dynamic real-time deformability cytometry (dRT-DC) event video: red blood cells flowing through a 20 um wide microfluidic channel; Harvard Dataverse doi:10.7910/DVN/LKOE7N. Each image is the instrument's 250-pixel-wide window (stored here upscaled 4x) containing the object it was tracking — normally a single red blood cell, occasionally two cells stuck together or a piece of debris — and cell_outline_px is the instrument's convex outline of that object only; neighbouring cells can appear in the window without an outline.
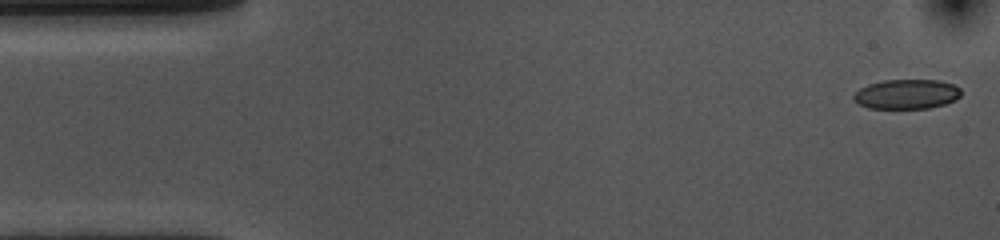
{"species": "common noctule bat (a hibernating species)", "species_latin": "Nyctalus noctula", "temperature_condition": "cold", "stored_images_in_passage": 54, "camera_frame_rate_fps": 3000, "um_per_image_px": 0.085, "animal": {"sex": "female", "body_mass_g": 10.0, "forearm_length_mm": 53.1}, "frame": {"image": 1, "passage_image": 1, "time_ms": 0.0, "image_size_px": [1000, 240], "cell_outline_px": [[960, 96], [956, 100], [944, 104], [928, 108], [868, 108], [860, 104], [852, 96], [860, 88], [868, 84], [884, 80], [936, 80], [952, 84], [960, 88]], "centroid_in_image_um": [77.07, 8.0], "position_along_channel_um": 7.9, "area_um2": 18.38}}
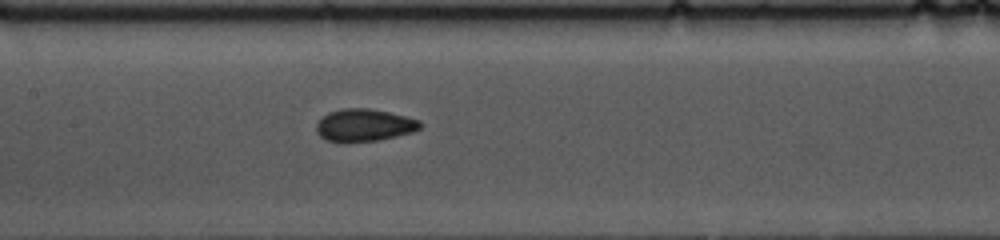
{"frame": {"image": 2, "passage_image": 24, "time_ms": 7.667, "image_size_px": [1000, 240], "cell_outline_px": [[424, 124], [420, 128], [412, 132], [380, 140], [328, 140], [320, 136], [316, 132], [316, 124], [328, 112], [340, 108], [368, 108], [388, 112], [420, 120]], "centroid_in_image_um": [30.98, 10.61], "position_along_channel_um": 176.4, "area_um2": 19.19}}
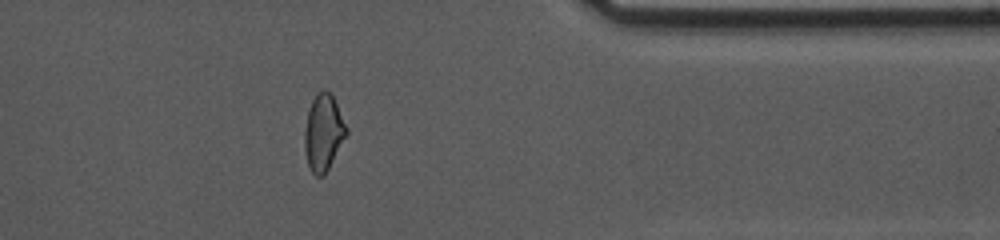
{"frame": {"image": 3, "passage_image": 43, "time_ms": 14.0, "image_size_px": [1000, 240], "cell_outline_px": [[348, 132], [324, 176], [316, 176], [312, 172], [308, 164], [304, 148], [304, 128], [308, 112], [312, 100], [316, 92], [324, 88], [332, 96], [348, 128]], "centroid_in_image_um": [27.48, 11.26], "position_along_channel_um": 383.9, "area_um2": 18.5}, "authors_computed_cell_mechanics": {"area_um2": 19.3341, "velocity_mm_per_s": 3.59, "shape_relaxation_time_tau1_ms": 5.5301, "shape_relaxation_time_tau2_ms": 1.6693, "deformation_change_tau1": 0.1268, "deformation_change_tau2": 0.0718}}